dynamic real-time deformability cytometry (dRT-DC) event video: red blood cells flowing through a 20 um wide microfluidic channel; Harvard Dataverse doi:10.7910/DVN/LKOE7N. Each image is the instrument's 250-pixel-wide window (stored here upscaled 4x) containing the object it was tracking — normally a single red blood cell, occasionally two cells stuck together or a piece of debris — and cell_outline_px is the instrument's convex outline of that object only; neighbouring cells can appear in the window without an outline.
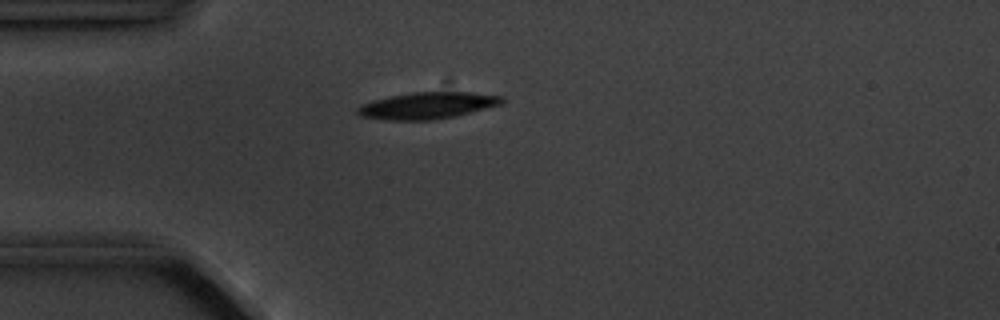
{"species": "common noctule bat (a hibernating species)", "species_latin": "Nyctalus noctula", "temperature_condition": "cold", "stored_images_in_passage": 4, "camera_frame_rate_fps": 3000, "um_per_image_px": 0.085, "animal": {"sex": "male", "body_mass_g": 20.1, "forearm_length_mm": 53.5}, "frame": {"image": 1, "passage_image": 3, "time_ms": 2.333, "image_size_px": [1000, 320], "cell_outline_px": [[504, 104], [456, 116], [432, 120], [384, 120], [360, 116], [356, 112], [356, 108], [360, 104], [372, 100], [412, 92], [472, 92], [504, 96]], "centroid_in_image_um": [36.34, 8.97], "position_along_channel_um": 48.7, "area_um2": 22.72}}